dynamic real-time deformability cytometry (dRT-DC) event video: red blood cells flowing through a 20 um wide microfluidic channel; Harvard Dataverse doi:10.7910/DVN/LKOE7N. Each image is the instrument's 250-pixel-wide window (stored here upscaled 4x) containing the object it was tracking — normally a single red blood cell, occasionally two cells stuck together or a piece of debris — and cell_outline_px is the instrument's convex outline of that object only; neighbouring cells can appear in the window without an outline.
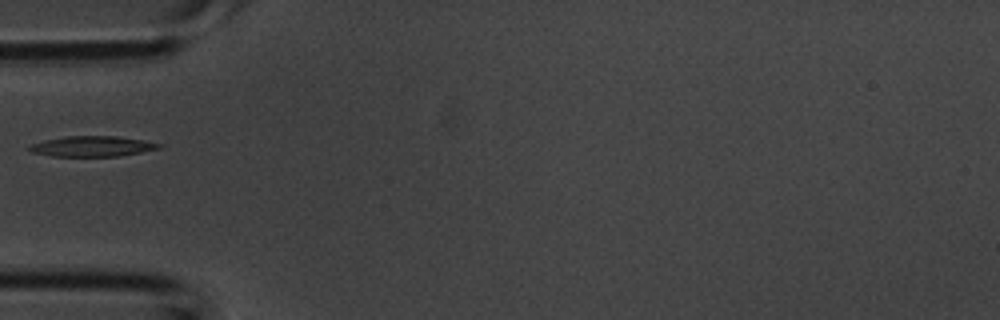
{"species": "common noctule bat (a hibernating species)", "species_latin": "Nyctalus noctula", "temperature_condition": "room temperature", "stored_images_in_passage": 2, "camera_frame_rate_fps": 3000, "um_per_image_px": 0.085, "animal": {"sex": "male", "body_mass_g": 20.1, "forearm_length_mm": 53.5}, "frame": {"image": 1, "passage_image": 2, "time_ms": 0.333, "image_size_px": [1000, 320], "cell_outline_px": [[164, 144], [160, 148], [120, 156], [52, 156], [32, 152], [28, 148], [32, 144], [44, 140], [68, 136], [116, 136]], "centroid_in_image_um": [7.84, 12.44], "position_along_channel_um": 77.2, "area_um2": 15.2}}